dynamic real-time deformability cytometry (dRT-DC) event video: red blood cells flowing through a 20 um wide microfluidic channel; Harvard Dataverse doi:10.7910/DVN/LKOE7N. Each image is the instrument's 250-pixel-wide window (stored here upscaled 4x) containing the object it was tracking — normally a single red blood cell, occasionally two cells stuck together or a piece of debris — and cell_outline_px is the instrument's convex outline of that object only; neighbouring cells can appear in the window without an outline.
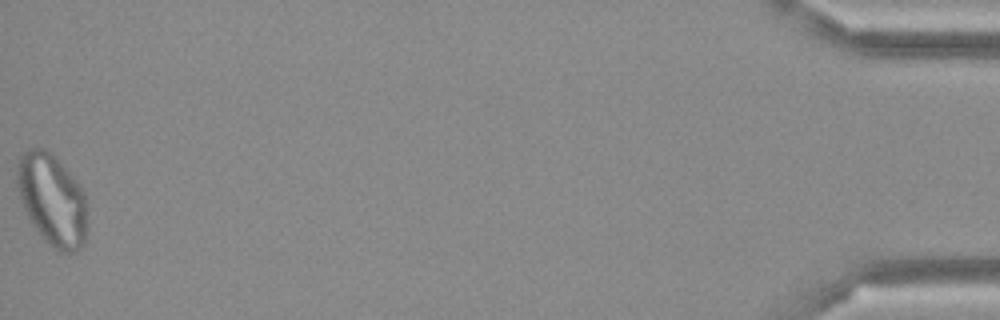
{"species": "Egyptian fruit bat (a non-hibernating species)", "species_latin": "Rousettus aegyptiacus", "temperature_condition": "cold", "stored_images_in_passage": 49, "camera_frame_rate_fps": 3000, "um_per_image_px": 0.085, "frame": {"image": 1, "passage_image": 49, "time_ms": 16.0, "image_size_px": [1000, 320], "cell_outline_px": [[88, 224], [84, 244], [76, 252], [60, 252], [44, 240], [32, 224], [20, 200], [16, 184], [16, 172], [20, 156], [24, 152], [32, 148], [44, 148], [56, 156], [80, 184], [84, 192]], "centroid_in_image_um": [4.45, 16.98], "position_along_channel_um": 430.7, "area_um2": 37.92}}